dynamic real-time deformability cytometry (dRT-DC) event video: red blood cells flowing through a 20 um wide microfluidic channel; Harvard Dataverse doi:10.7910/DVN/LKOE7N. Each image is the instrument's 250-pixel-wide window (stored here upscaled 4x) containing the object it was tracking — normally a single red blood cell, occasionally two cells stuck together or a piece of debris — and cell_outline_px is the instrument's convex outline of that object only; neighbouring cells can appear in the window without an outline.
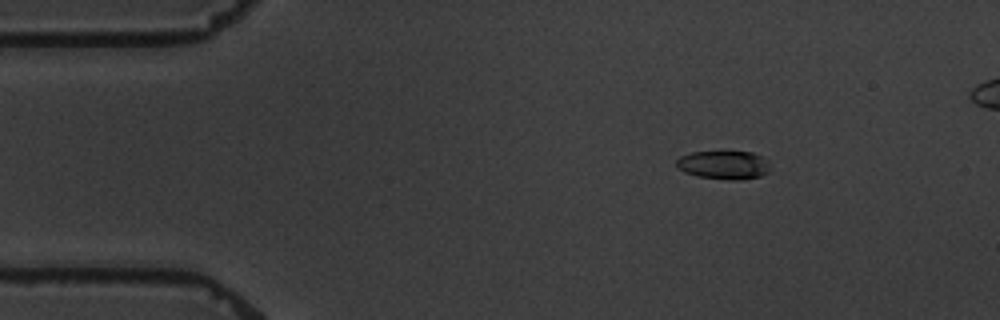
{"species": "common noctule bat (a hibernating species)", "species_latin": "Nyctalus noctula", "temperature_condition": "warm", "stored_images_in_passage": 8, "camera_frame_rate_fps": 3000, "um_per_image_px": 0.085, "animal": {"sex": "male", "body_mass_g": 19.5, "forearm_length_mm": 54.6}, "frame": {"image": 1, "passage_image": 2, "time_ms": 1.333, "image_size_px": [1000, 320], "cell_outline_px": [[768, 172], [760, 176], [740, 180], [728, 180], [696, 176], [684, 172], [676, 168], [676, 160], [680, 156], [692, 152], [752, 152], [760, 156], [768, 164]], "centroid_in_image_um": [61.45, 14.03], "position_along_channel_um": 23.5, "area_um2": 15.49}}
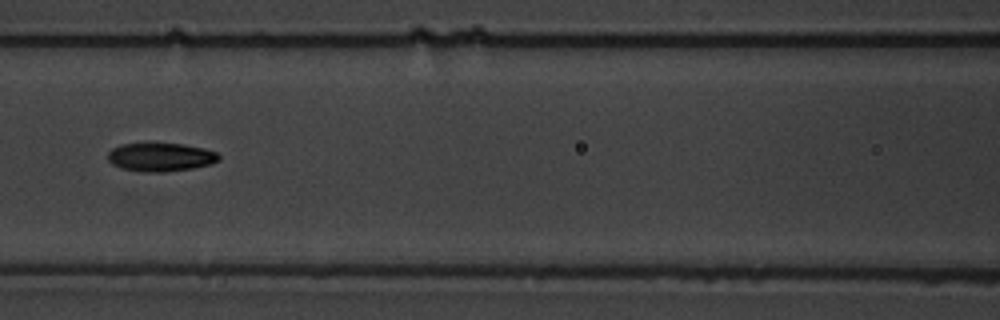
{"frame": {"image": 2, "passage_image": 7, "time_ms": 7.0, "image_size_px": [1000, 320], "cell_outline_px": [[220, 160], [212, 164], [192, 168], [164, 172], [144, 172], [124, 168], [112, 164], [108, 160], [108, 152], [112, 148], [120, 144], [184, 144], [204, 148], [216, 152], [220, 156]], "centroid_in_image_um": [13.68, 13.35], "position_along_channel_um": 152.9, "area_um2": 18.32}}
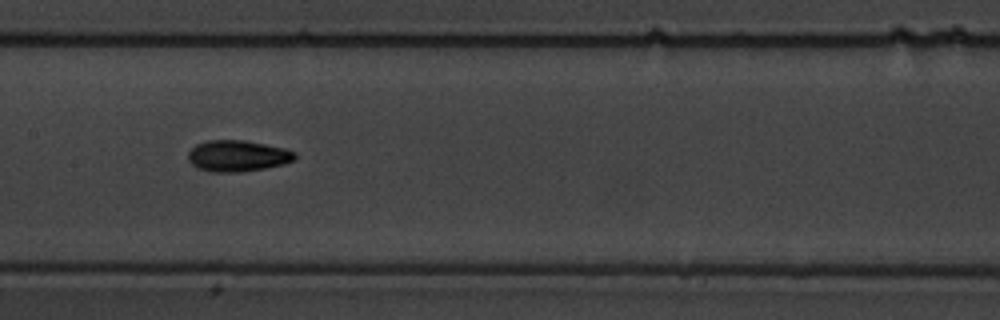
{"frame": {"image": 3, "passage_image": 8, "time_ms": 8.0, "image_size_px": [1000, 320], "cell_outline_px": [[296, 156], [292, 160], [284, 164], [264, 168], [240, 172], [212, 172], [196, 168], [188, 160], [188, 152], [196, 144], [208, 140], [244, 140], [284, 148], [296, 152]], "centroid_in_image_um": [20.16, 13.25], "position_along_channel_um": 187.2, "area_um2": 19.42}}